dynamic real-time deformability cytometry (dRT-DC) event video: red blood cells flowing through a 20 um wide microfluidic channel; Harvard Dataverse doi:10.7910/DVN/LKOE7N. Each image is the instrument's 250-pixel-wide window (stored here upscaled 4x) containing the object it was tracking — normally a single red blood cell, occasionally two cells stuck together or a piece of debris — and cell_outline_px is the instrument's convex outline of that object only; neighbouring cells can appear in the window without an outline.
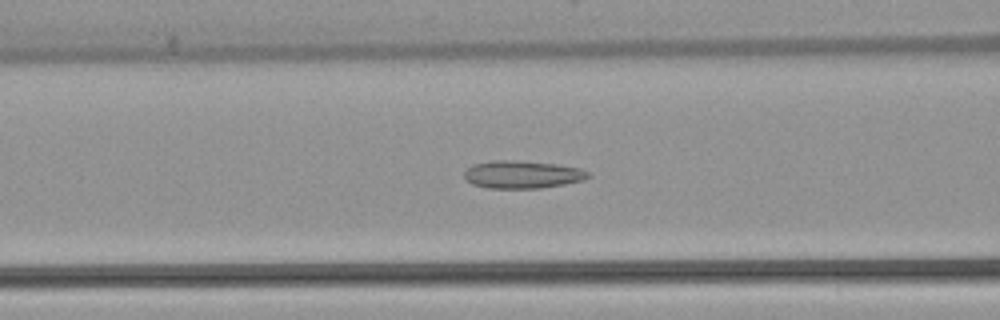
{"species": "common noctule bat (a hibernating species)", "species_latin": "Nyctalus noctula", "temperature_condition": "warm", "stored_images_in_passage": 52, "camera_frame_rate_fps": 3000, "um_per_image_px": 0.085, "animal": {"sex": "female", "body_mass_g": 22.7, "forearm_length_mm": 54.2}, "frame": {"image": 1, "passage_image": 21, "time_ms": 6.667, "image_size_px": [1000, 320], "cell_outline_px": [[592, 176], [584, 180], [564, 184], [540, 188], [488, 188], [472, 184], [464, 180], [464, 172], [472, 164], [492, 160], [516, 160], [556, 164], [580, 168], [588, 172]], "centroid_in_image_um": [44.38, 14.83], "position_along_channel_um": 122.2, "area_um2": 20.17}}
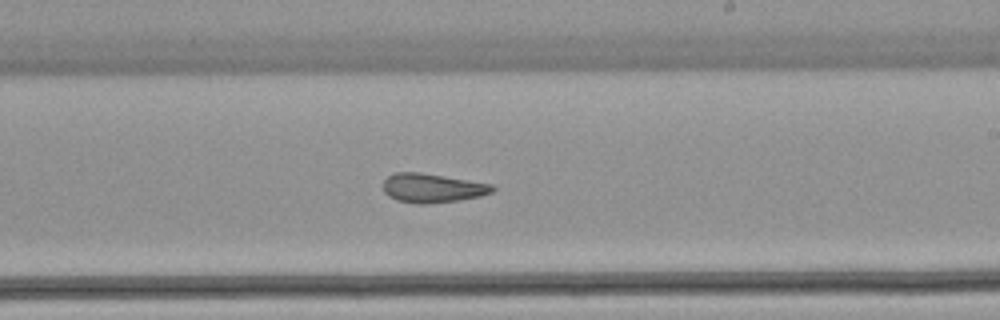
{"frame": {"image": 2, "passage_image": 31, "time_ms": 10.0, "image_size_px": [1000, 320], "cell_outline_px": [[496, 188], [492, 192], [480, 196], [460, 200], [428, 204], [416, 204], [396, 200], [388, 196], [384, 192], [384, 180], [392, 172], [420, 172], [492, 184]], "centroid_in_image_um": [36.73, 15.99], "position_along_channel_um": 252.3, "area_um2": 18.61}}
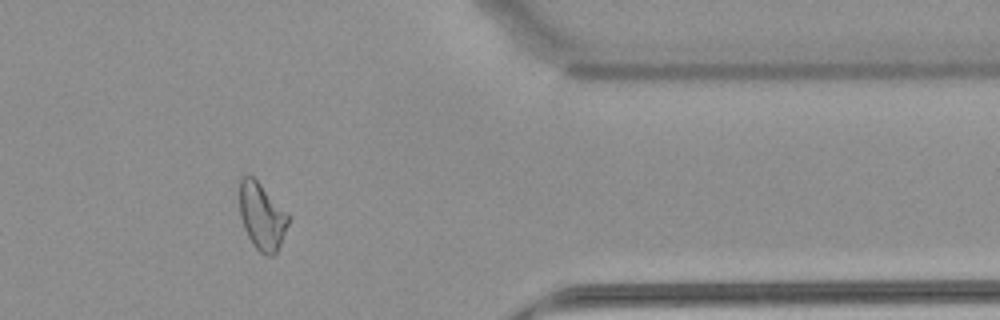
{"frame": {"image": 3, "passage_image": 43, "time_ms": 14.0, "image_size_px": [1000, 320], "cell_outline_px": [[288, 224], [280, 244], [276, 252], [272, 256], [268, 256], [260, 252], [252, 244], [244, 228], [240, 216], [240, 176], [248, 172], [288, 212]], "centroid_in_image_um": [22.24, 18.36], "position_along_channel_um": 389.2, "area_um2": 18.96}, "authors_computed_cell_mechanics": {"area_um2": 20.3456, "velocity_mm_per_s": 3.9106, "shape_relaxation_time_tau1_ms": null, "shape_relaxation_time_tau2_ms": 2.903, "deformation_change_tau1": null, "deformation_change_tau2": 0.0989}}